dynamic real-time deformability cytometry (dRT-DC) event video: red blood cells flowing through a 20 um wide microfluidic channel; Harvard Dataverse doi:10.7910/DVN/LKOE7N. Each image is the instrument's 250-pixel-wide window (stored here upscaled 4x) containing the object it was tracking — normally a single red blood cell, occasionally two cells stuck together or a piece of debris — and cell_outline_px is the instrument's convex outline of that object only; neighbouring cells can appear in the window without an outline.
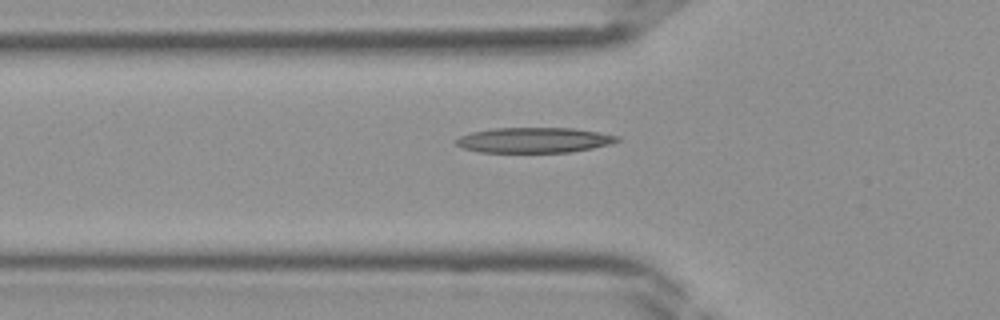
{"species": "Egyptian fruit bat (a non-hibernating species)", "species_latin": "Rousettus aegyptiacus", "temperature_condition": "room temperature", "stored_images_in_passage": 26, "camera_frame_rate_fps": 3000, "um_per_image_px": 0.085, "frame": {"image": 1, "passage_image": 3, "time_ms": 0.667, "image_size_px": [1000, 320], "cell_outline_px": [[620, 140], [612, 144], [572, 152], [480, 152], [464, 148], [456, 144], [456, 140], [460, 136], [472, 132], [492, 128], [572, 128], [620, 136]], "centroid_in_image_um": [45.42, 11.91], "position_along_channel_um": 80.4, "area_um2": 23.64}}
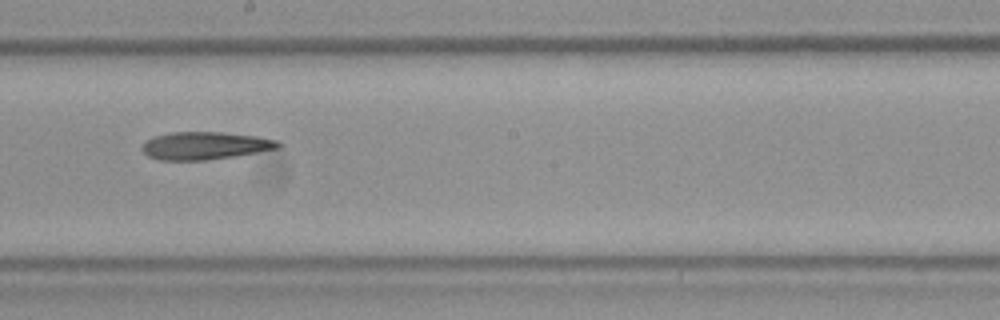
{"frame": {"image": 2, "passage_image": 12, "time_ms": 3.667, "image_size_px": [1000, 320], "cell_outline_px": [[284, 144], [280, 148], [232, 156], [204, 160], [160, 160], [148, 156], [140, 148], [148, 140], [156, 136], [172, 132], [220, 132], [256, 136], [276, 140]], "centroid_in_image_um": [17.44, 12.38], "position_along_channel_um": 230.8, "area_um2": 21.68}}
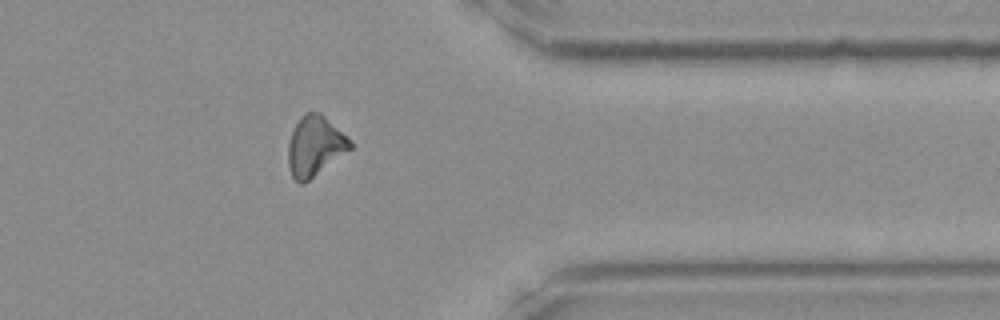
{"frame": {"image": 3, "passage_image": 22, "time_ms": 7.0, "image_size_px": [1000, 320], "cell_outline_px": [[352, 148], [304, 184], [300, 184], [292, 176], [288, 164], [288, 144], [292, 132], [300, 116], [304, 112], [320, 112], [352, 140]], "centroid_in_image_um": [26.77, 12.41], "position_along_channel_um": 384.6, "area_um2": 21.68}}